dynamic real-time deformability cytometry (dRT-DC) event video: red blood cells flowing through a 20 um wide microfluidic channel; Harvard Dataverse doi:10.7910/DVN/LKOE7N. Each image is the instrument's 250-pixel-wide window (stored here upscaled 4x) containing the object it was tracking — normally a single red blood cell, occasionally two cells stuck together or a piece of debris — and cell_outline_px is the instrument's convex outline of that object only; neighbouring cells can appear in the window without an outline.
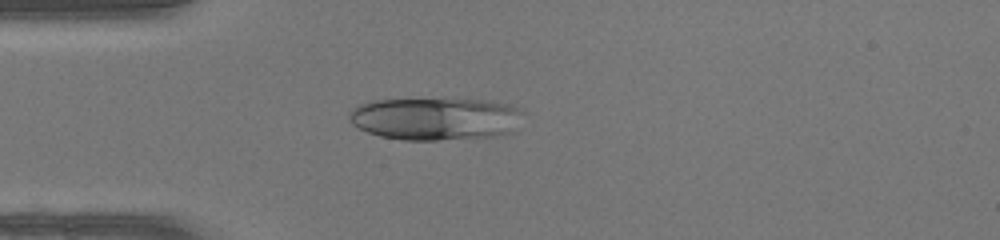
{"species": "human", "species_latin": "Homo sapiens", "temperature_condition": "warm", "stored_images_in_passage": 36, "camera_frame_rate_fps": 3000, "um_per_image_px": 0.085, "donor": {"sex": "female"}, "frame": {"image": 1, "passage_image": 2, "time_ms": 0.333, "image_size_px": [1000, 240], "cell_outline_px": [[524, 112], [512, 132], [492, 136], [436, 140], [404, 140], [380, 136], [368, 132], [352, 124], [348, 116], [348, 112], [356, 104], [372, 100], [484, 100], [512, 104]], "centroid_in_image_um": [36.98, 10.09], "position_along_channel_um": 48.0, "area_um2": 43.0}}
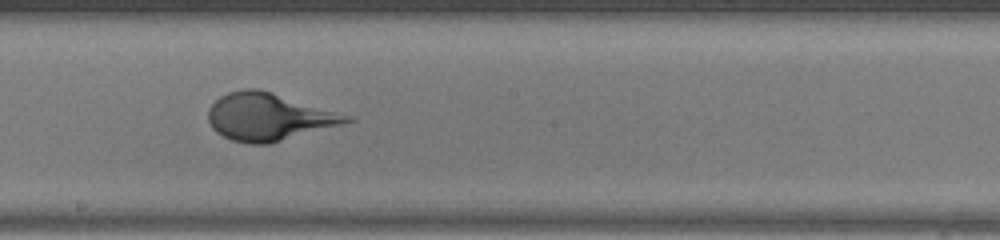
{"frame": {"image": 2, "passage_image": 15, "time_ms": 4.667, "image_size_px": [1000, 240], "cell_outline_px": [[356, 120], [268, 144], [248, 144], [232, 140], [216, 132], [212, 128], [208, 120], [208, 108], [220, 96], [228, 92], [244, 88], [260, 88], [356, 116]], "centroid_in_image_um": [22.87, 9.91], "position_along_channel_um": 225.3, "area_um2": 38.61}}
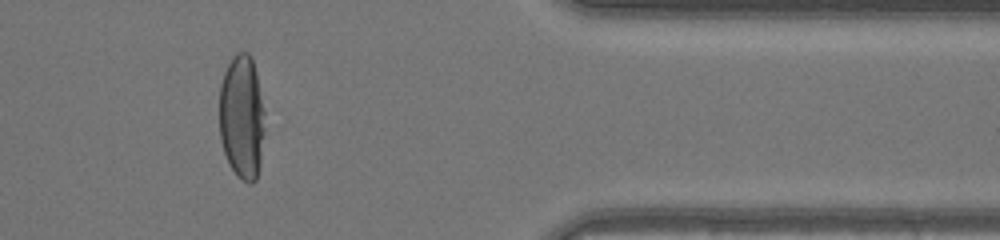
{"frame": {"image": 3, "passage_image": 28, "time_ms": 9.0, "image_size_px": [1000, 240], "cell_outline_px": [[264, 132], [260, 164], [256, 180], [252, 184], [248, 184], [236, 176], [224, 152], [220, 140], [220, 84], [224, 72], [232, 56], [236, 52], [248, 52], [252, 56], [256, 72], [264, 112]], "centroid_in_image_um": [20.56, 9.95], "position_along_channel_um": 390.8, "area_um2": 33.12}}